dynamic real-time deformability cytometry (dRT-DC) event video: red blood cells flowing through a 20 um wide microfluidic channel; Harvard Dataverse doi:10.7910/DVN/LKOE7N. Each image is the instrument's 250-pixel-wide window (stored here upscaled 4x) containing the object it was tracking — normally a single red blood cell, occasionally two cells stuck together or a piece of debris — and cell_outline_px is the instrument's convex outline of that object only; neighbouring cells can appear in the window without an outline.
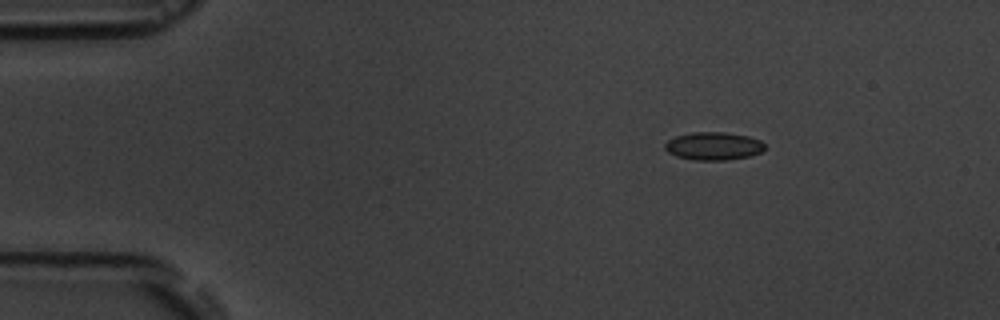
{"species": "common noctule bat (a hibernating species)", "species_latin": "Nyctalus noctula", "temperature_condition": "room temperature", "stored_images_in_passage": 3, "camera_frame_rate_fps": 3000, "um_per_image_px": 0.085, "animal": {"sex": "male", "body_mass_g": 19.5, "forearm_length_mm": 54.6}, "frame": {"image": 1, "passage_image": 1, "time_ms": 0.0, "image_size_px": [1000, 320], "cell_outline_px": [[764, 148], [760, 152], [752, 156], [728, 160], [696, 160], [676, 156], [668, 152], [664, 148], [664, 144], [668, 140], [676, 136], [692, 132], [724, 132], [748, 136], [760, 140], [764, 144]], "centroid_in_image_um": [60.64, 12.42], "position_along_channel_um": 24.4, "area_um2": 16.3}}